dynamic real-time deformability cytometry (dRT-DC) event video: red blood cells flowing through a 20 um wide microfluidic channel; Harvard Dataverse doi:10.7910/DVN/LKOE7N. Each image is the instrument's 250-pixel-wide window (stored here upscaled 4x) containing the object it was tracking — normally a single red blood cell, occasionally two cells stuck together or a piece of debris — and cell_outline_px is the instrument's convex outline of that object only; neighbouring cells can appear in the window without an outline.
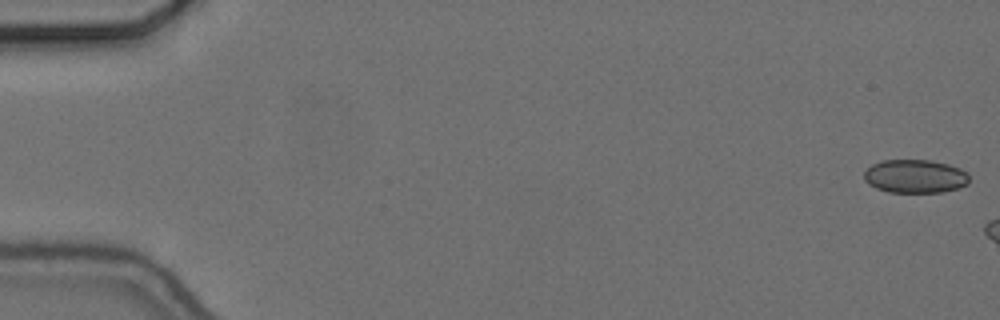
{"species": "common noctule bat (a hibernating species)", "species_latin": "Nyctalus noctula", "temperature_condition": "cold", "stored_images_in_passage": 7, "camera_frame_rate_fps": 3000, "um_per_image_px": 0.085, "animal": {"sex": "female", "body_mass_g": 24.6, "forearm_length_mm": 56.2}, "frame": {"image": 1, "passage_image": 1, "time_ms": 0.0, "image_size_px": [1000, 320], "cell_outline_px": [[968, 184], [960, 188], [944, 192], [888, 192], [876, 188], [868, 184], [864, 180], [864, 172], [872, 164], [880, 160], [928, 160], [948, 164], [960, 168], [968, 172]], "centroid_in_image_um": [77.79, 14.99], "position_along_channel_um": 7.2, "area_um2": 20.69}}